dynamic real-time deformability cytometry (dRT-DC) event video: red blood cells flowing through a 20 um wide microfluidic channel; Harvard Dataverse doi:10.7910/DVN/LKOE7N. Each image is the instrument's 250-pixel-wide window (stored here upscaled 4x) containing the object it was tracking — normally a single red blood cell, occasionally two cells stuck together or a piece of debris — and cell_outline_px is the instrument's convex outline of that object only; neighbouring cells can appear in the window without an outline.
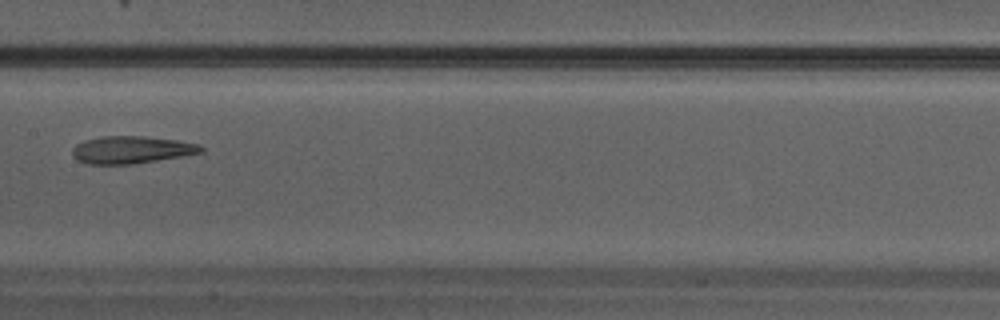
{"species": "Egyptian fruit bat (a non-hibernating species)", "species_latin": "Rousettus aegyptiacus", "temperature_condition": "warm", "stored_images_in_passage": 23, "camera_frame_rate_fps": 3000, "um_per_image_px": 0.085, "animal": {"sex": "male"}, "frame": {"image": 1, "passage_image": 7, "time_ms": 2.0, "image_size_px": [1000, 320], "cell_outline_px": [[204, 152], [132, 164], [88, 164], [76, 160], [72, 156], [72, 148], [76, 144], [84, 140], [100, 136], [144, 136], [176, 140], [200, 144], [204, 148]], "centroid_in_image_um": [11.13, 12.72], "position_along_channel_um": 196.3, "area_um2": 20.58}}
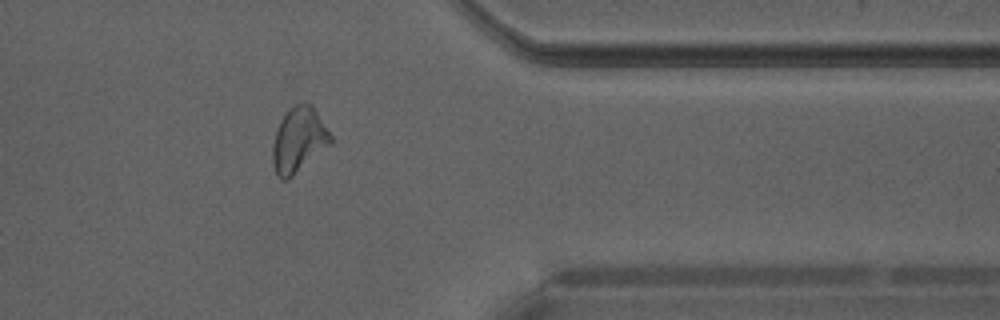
{"frame": {"image": 2, "passage_image": 17, "time_ms": 5.333, "image_size_px": [1000, 320], "cell_outline_px": [[332, 144], [288, 180], [280, 180], [276, 176], [272, 160], [272, 144], [276, 128], [280, 120], [288, 108], [304, 100], [308, 100], [312, 104], [332, 136]], "centroid_in_image_um": [25.38, 11.88], "position_along_channel_um": 386.0, "area_um2": 22.6}}